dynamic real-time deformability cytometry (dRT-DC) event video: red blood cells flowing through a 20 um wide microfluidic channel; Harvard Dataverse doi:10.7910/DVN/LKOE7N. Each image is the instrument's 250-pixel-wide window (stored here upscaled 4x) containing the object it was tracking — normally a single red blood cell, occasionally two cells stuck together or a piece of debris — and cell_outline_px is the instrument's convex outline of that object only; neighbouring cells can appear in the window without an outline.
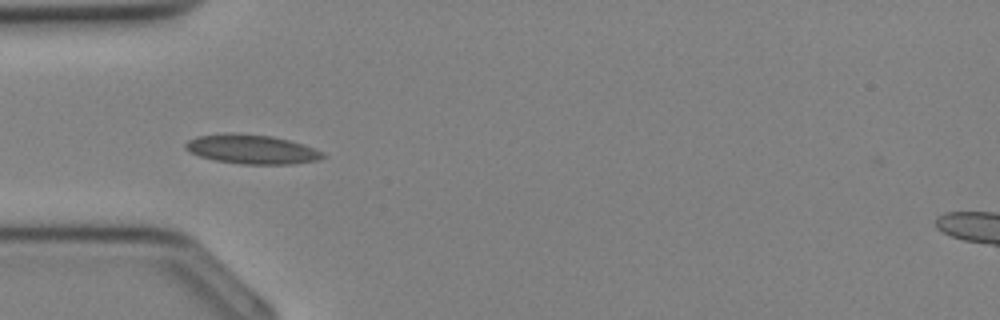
{"species": "Egyptian fruit bat (a non-hibernating species)", "species_latin": "Rousettus aegyptiacus", "temperature_condition": "cold", "stored_images_in_passage": 27, "camera_frame_rate_fps": 3000, "um_per_image_px": 0.085, "animal": {"sex": "female"}, "frame": {"image": 1, "passage_image": 3, "time_ms": 0.667, "image_size_px": [1000, 320], "cell_outline_px": [[324, 156], [316, 160], [292, 164], [240, 164], [216, 160], [200, 156], [188, 152], [184, 148], [184, 144], [188, 140], [196, 136], [228, 132], [232, 132], [272, 136], [304, 144], [324, 152]], "centroid_in_image_um": [21.35, 12.67], "position_along_channel_um": 63.7, "area_um2": 23.52}}
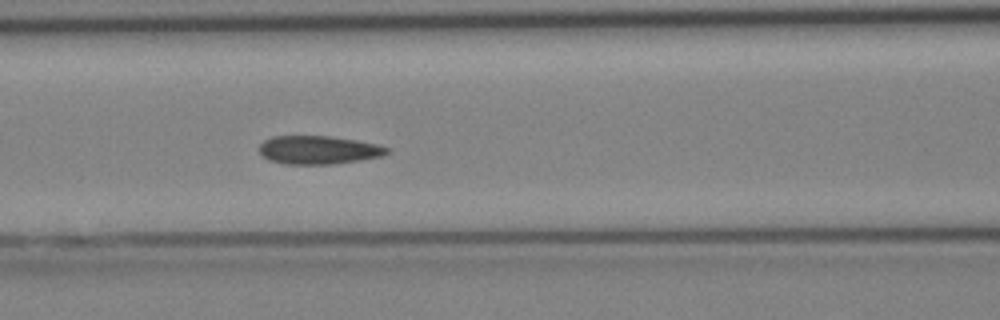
{"frame": {"image": 2, "passage_image": 7, "time_ms": 2.0, "image_size_px": [1000, 320], "cell_outline_px": [[392, 152], [384, 156], [360, 160], [332, 164], [284, 164], [268, 160], [260, 152], [260, 144], [264, 140], [272, 136], [328, 136], [356, 140], [376, 144], [392, 148]], "centroid_in_image_um": [27.12, 12.75], "position_along_channel_um": 139.5, "area_um2": 21.27}}
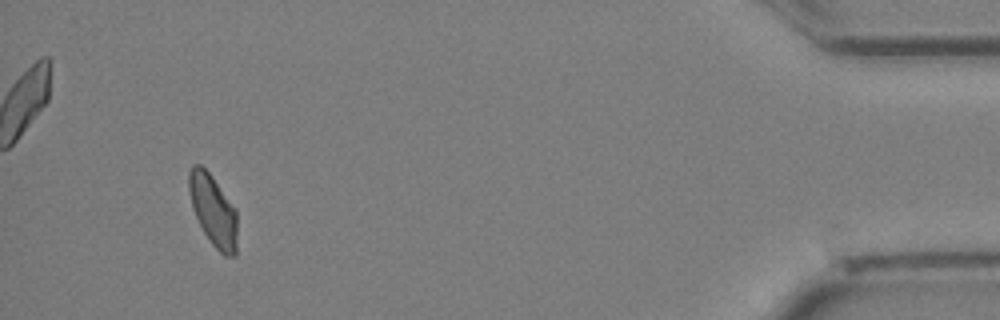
{"frame": {"image": 3, "passage_image": 25, "time_ms": 8.0, "image_size_px": [1000, 320], "cell_outline_px": [[236, 256], [224, 256], [212, 244], [204, 232], [192, 208], [188, 188], [188, 172], [192, 164], [200, 164], [212, 176], [236, 208]], "centroid_in_image_um": [18.11, 17.86], "position_along_channel_um": 417.1, "area_um2": 20.06}}